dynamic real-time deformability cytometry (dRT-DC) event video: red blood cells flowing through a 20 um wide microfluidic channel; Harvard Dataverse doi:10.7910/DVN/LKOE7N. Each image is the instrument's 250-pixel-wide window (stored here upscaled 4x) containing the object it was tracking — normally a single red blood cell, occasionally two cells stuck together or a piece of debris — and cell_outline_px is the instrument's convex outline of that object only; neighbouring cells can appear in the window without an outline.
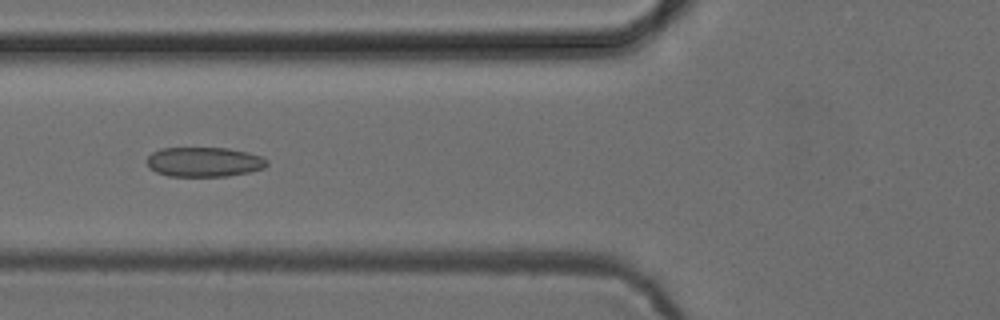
{"species": "common noctule bat (a hibernating species)", "species_latin": "Nyctalus noctula", "temperature_condition": "cold", "stored_images_in_passage": 42, "camera_frame_rate_fps": 3000, "um_per_image_px": 0.085, "animal": {"sex": "female", "body_mass_g": 24.6, "forearm_length_mm": 56.2}, "frame": {"image": 1, "passage_image": 21, "time_ms": 6.667, "image_size_px": [1000, 320], "cell_outline_px": [[268, 164], [264, 168], [248, 172], [228, 176], [168, 176], [156, 172], [148, 168], [148, 156], [152, 152], [160, 148], [228, 148], [248, 152], [260, 156], [268, 160]], "centroid_in_image_um": [17.34, 13.76], "position_along_channel_um": 108.5, "area_um2": 20.81}}
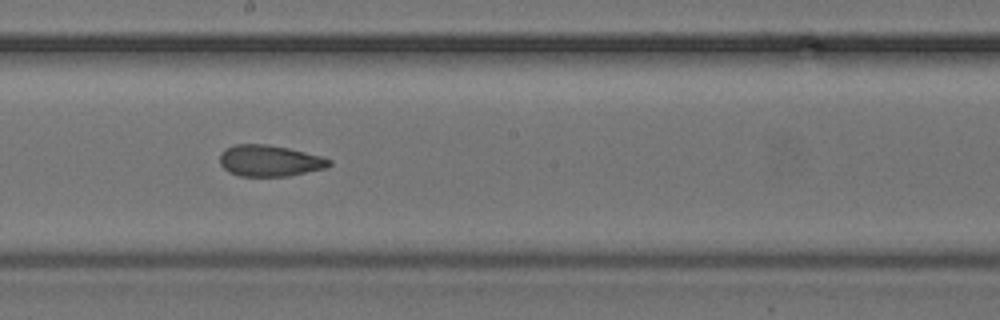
{"frame": {"image": 2, "passage_image": 30, "time_ms": 9.667, "image_size_px": [1000, 320], "cell_outline_px": [[332, 164], [328, 168], [288, 176], [240, 176], [228, 172], [220, 164], [220, 152], [224, 148], [236, 144], [268, 144], [288, 148], [320, 156], [332, 160]], "centroid_in_image_um": [22.91, 13.66], "position_along_channel_um": 225.3, "area_um2": 20.11}}
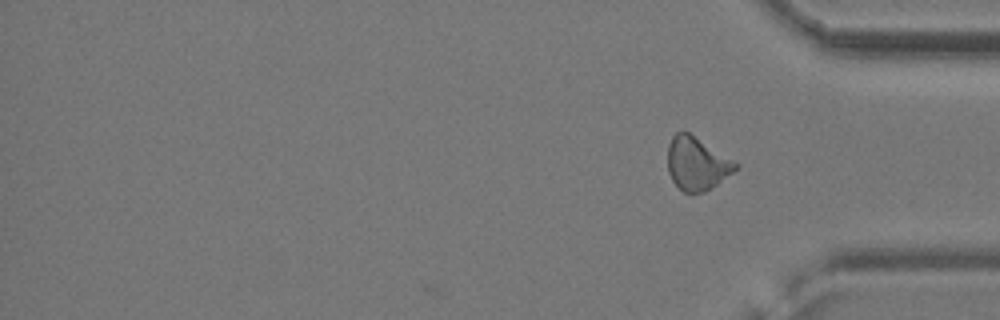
{"frame": {"image": 3, "passage_image": 42, "time_ms": 13.667, "image_size_px": [1000, 320], "cell_outline_px": [[740, 164], [732, 172], [716, 184], [704, 192], [692, 196], [684, 192], [672, 180], [668, 172], [668, 144], [672, 136], [676, 132], [684, 128]], "centroid_in_image_um": [59.2, 13.88], "position_along_channel_um": 376.0, "area_um2": 21.33}, "authors_computed_cell_mechanics": {"area_um2": 21.0103, "velocity_mm_per_s": 3.8812, "shape_relaxation_time_tau1_ms": null, "shape_relaxation_time_tau2_ms": 2.0136, "deformation_change_tau1": null, "deformation_change_tau2": 0.0925}}